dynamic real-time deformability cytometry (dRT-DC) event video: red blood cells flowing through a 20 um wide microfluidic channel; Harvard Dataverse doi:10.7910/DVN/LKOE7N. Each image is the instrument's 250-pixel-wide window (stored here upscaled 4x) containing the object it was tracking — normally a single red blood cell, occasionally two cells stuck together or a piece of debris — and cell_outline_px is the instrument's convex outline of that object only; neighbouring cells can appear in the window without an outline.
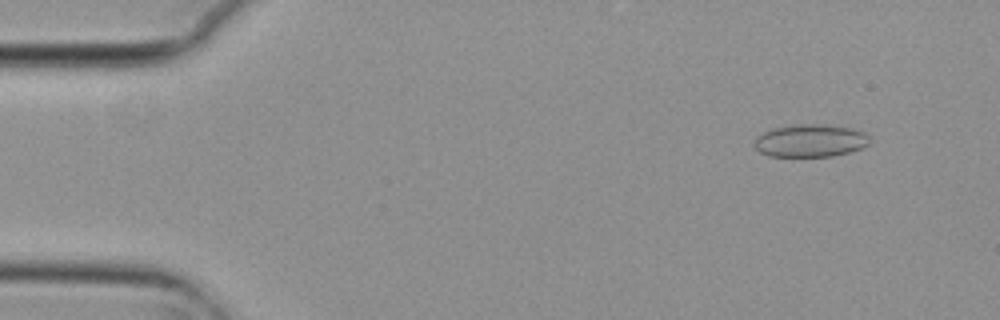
{"species": "common noctule bat (a hibernating species)", "species_latin": "Nyctalus noctula", "temperature_condition": "cold", "stored_images_in_passage": 5, "camera_frame_rate_fps": 3000, "um_per_image_px": 0.085, "animal": {"sex": "female", "body_mass_g": 29.2, "forearm_length_mm": 56.3}, "frame": {"image": 1, "passage_image": 1, "time_ms": 0.0, "image_size_px": [1000, 320], "cell_outline_px": [[872, 140], [868, 144], [860, 148], [848, 152], [832, 156], [768, 156], [760, 152], [752, 144], [756, 136], [772, 128], [800, 124], [816, 124], [852, 128], [864, 132]], "centroid_in_image_um": [68.85, 11.96], "position_along_channel_um": 16.2, "area_um2": 21.91}}